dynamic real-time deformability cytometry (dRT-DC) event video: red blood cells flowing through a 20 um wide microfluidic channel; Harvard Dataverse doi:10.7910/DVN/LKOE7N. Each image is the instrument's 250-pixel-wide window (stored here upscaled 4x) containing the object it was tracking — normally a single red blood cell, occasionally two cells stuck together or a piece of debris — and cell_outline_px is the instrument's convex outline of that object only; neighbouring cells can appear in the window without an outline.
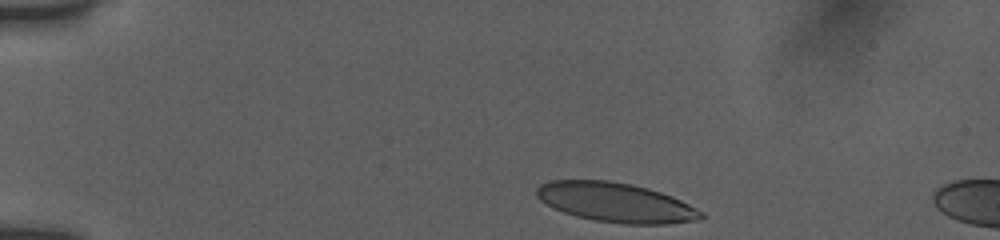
{"species": "human", "species_latin": "Homo sapiens", "temperature_condition": "room temperature", "stored_images_in_passage": 38, "camera_frame_rate_fps": 3000, "um_per_image_px": 0.085, "donor": {"sex": "female"}, "frame": {"image": 1, "passage_image": 1, "time_ms": 0.0, "image_size_px": [1000, 240], "cell_outline_px": [[704, 216], [700, 220], [668, 224], [624, 224], [596, 220], [576, 216], [564, 212], [540, 200], [536, 196], [536, 188], [540, 184], [552, 180], [608, 180], [632, 184], [648, 188], [672, 196], [704, 212]], "centroid_in_image_um": [52.36, 17.2], "position_along_channel_um": 32.6, "area_um2": 37.74}}
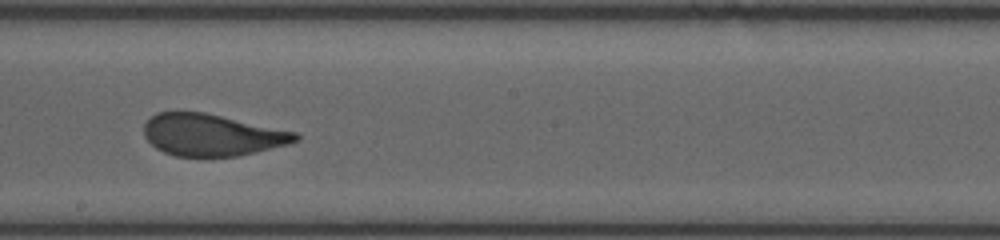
{"frame": {"image": 2, "passage_image": 22, "time_ms": 7.0, "image_size_px": [1000, 240], "cell_outline_px": [[300, 140], [288, 144], [256, 152], [236, 156], [208, 160], [176, 156], [164, 152], [156, 148], [144, 136], [144, 124], [156, 112], [204, 112], [296, 132], [300, 136]], "centroid_in_image_um": [18.0, 11.51], "position_along_channel_um": 230.2, "area_um2": 37.57}}
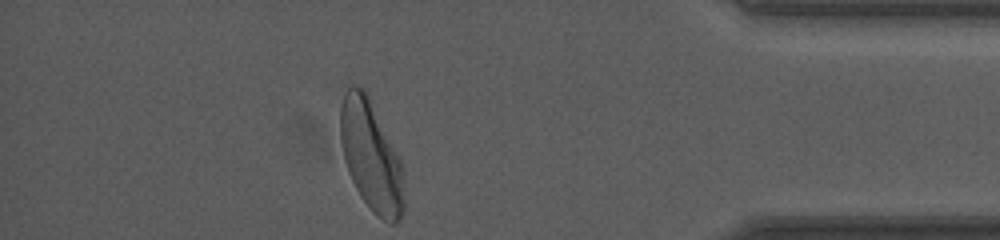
{"frame": {"image": 3, "passage_image": 38, "time_ms": 12.333, "image_size_px": [1000, 240], "cell_outline_px": [[404, 212], [400, 220], [396, 224], [388, 224], [376, 216], [372, 212], [360, 196], [348, 172], [344, 160], [340, 140], [340, 108], [344, 92], [348, 88], [356, 84], [364, 88], [400, 160], [404, 200]], "centroid_in_image_um": [31.52, 13.31], "position_along_channel_um": 403.7, "area_um2": 40.75}, "authors_computed_cell_mechanics": {"area_um2": 38.3503, "velocity_mm_per_s": 3.8541, "shape_relaxation_time_tau1_ms": 5.9963, "shape_relaxation_time_tau2_ms": null, "deformation_change_tau1": 0.2049, "deformation_change_tau2": null}}